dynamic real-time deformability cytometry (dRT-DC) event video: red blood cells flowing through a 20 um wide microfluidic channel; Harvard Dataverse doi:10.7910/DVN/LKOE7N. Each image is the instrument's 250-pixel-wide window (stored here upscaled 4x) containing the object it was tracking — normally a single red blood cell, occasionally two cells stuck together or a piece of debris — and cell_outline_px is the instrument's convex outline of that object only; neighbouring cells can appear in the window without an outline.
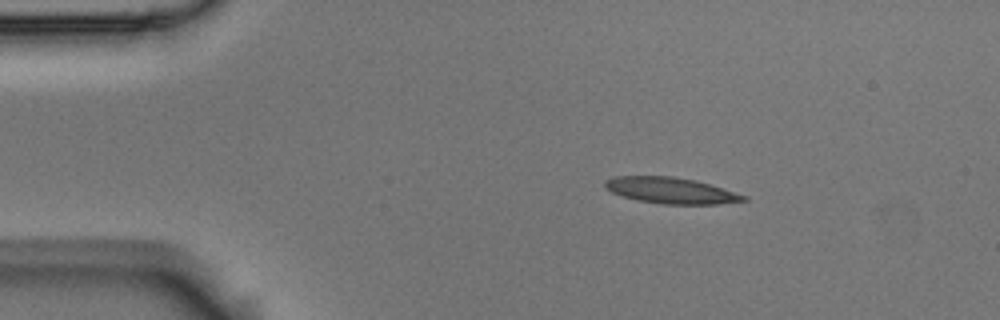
{"species": "Egyptian fruit bat (a non-hibernating species)", "species_latin": "Rousettus aegyptiacus", "temperature_condition": "room temperature", "stored_images_in_passage": 3, "camera_frame_rate_fps": 3000, "um_per_image_px": 0.085, "animal": {"sex": "male"}, "frame": {"image": 1, "passage_image": 1, "time_ms": 0.0, "image_size_px": [1000, 320], "cell_outline_px": [[748, 200], [716, 204], [660, 204], [636, 200], [612, 192], [604, 188], [604, 180], [612, 176], [672, 176], [696, 180], [748, 196]], "centroid_in_image_um": [56.99, 16.18], "position_along_channel_um": 28.0, "area_um2": 21.15}}
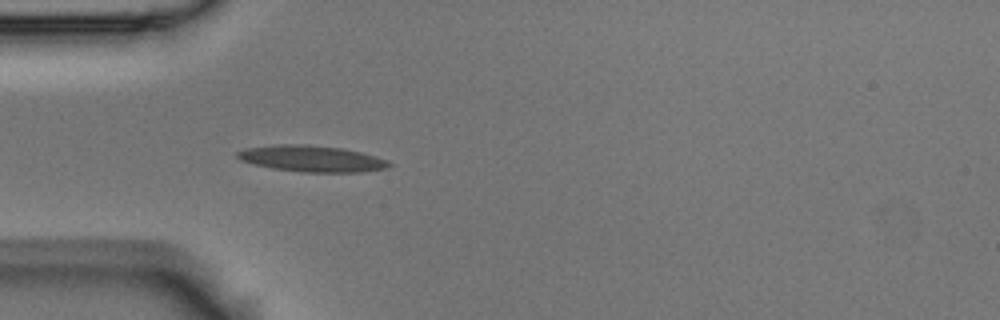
{"frame": {"image": 2, "passage_image": 3, "time_ms": 0.667, "image_size_px": [1000, 320], "cell_outline_px": [[392, 164], [388, 168], [360, 172], [304, 172], [272, 168], [240, 160], [236, 156], [236, 152], [244, 148], [272, 144], [308, 144], [344, 148], [376, 156], [388, 160]], "centroid_in_image_um": [26.5, 13.47], "position_along_channel_um": 58.5, "area_um2": 23.41}}